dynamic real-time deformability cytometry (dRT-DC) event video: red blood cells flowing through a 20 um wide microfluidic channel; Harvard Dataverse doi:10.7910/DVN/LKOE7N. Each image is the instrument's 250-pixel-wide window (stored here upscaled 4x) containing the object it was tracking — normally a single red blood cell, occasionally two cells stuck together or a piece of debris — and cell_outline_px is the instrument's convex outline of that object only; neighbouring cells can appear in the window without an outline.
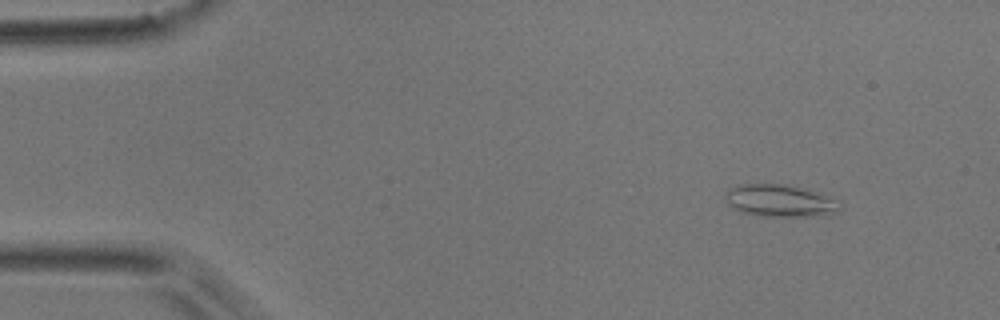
{"species": "common noctule bat (a hibernating species)", "species_latin": "Nyctalus noctula", "temperature_condition": "room temperature", "stored_images_in_passage": 39, "camera_frame_rate_fps": 3000, "um_per_image_px": 0.085, "animal": {"sex": "male", "body_mass_g": 17.9}, "frame": {"image": 1, "passage_image": 5, "time_ms": 1.333, "image_size_px": [1000, 320], "cell_outline_px": [[840, 208], [836, 212], [820, 216], [760, 216], [740, 212], [728, 204], [724, 200], [724, 192], [728, 188], [740, 184], [788, 184], [808, 188], [840, 204]], "centroid_in_image_um": [66.2, 17.05], "position_along_channel_um": 18.8, "area_um2": 21.62}}
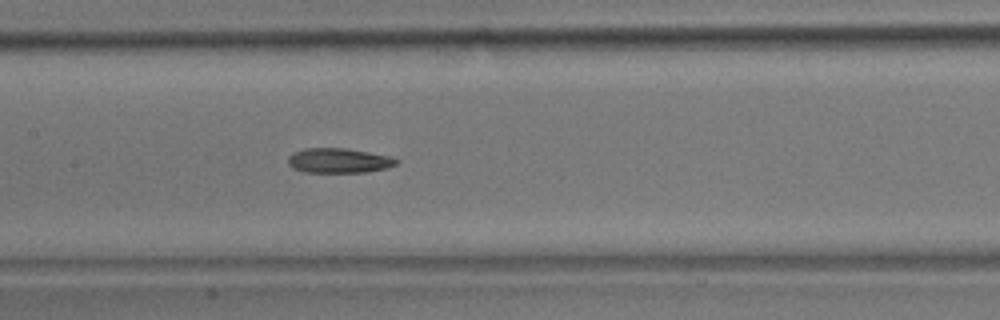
{"frame": {"image": 2, "passage_image": 24, "time_ms": 7.667, "image_size_px": [1000, 320], "cell_outline_px": [[400, 160], [396, 164], [384, 168], [368, 172], [304, 172], [292, 168], [288, 164], [288, 156], [296, 152], [308, 148], [348, 148], [388, 156]], "centroid_in_image_um": [28.78, 13.65], "position_along_channel_um": 178.6, "area_um2": 15.49}}
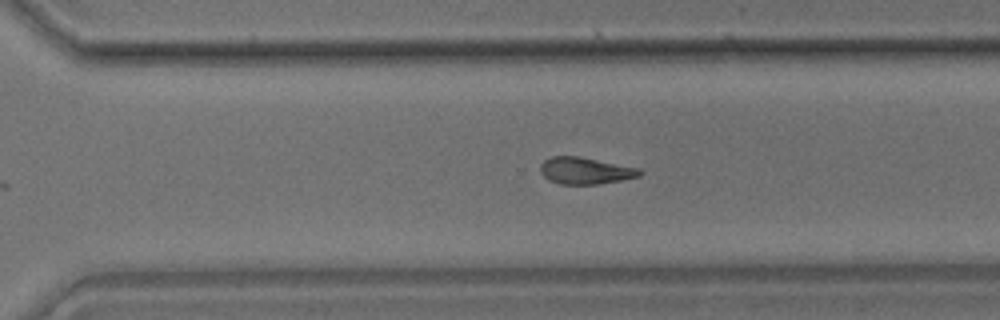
{"frame": {"image": 3, "passage_image": 35, "time_ms": 11.333, "image_size_px": [1000, 320], "cell_outline_px": [[644, 172], [640, 176], [600, 184], [560, 184], [548, 180], [540, 172], [540, 164], [544, 160], [552, 156], [580, 156], [640, 168]], "centroid_in_image_um": [49.75, 14.5], "position_along_channel_um": 320.8, "area_um2": 15.66}, "authors_computed_cell_mechanics": {"area_um2": 16.5886, "velocity_mm_per_s": 3.8987, "shape_relaxation_time_tau1_ms": null, "shape_relaxation_time_tau2_ms": 8.2895, "deformation_change_tau1": null, "deformation_change_tau2": 0.1995}}